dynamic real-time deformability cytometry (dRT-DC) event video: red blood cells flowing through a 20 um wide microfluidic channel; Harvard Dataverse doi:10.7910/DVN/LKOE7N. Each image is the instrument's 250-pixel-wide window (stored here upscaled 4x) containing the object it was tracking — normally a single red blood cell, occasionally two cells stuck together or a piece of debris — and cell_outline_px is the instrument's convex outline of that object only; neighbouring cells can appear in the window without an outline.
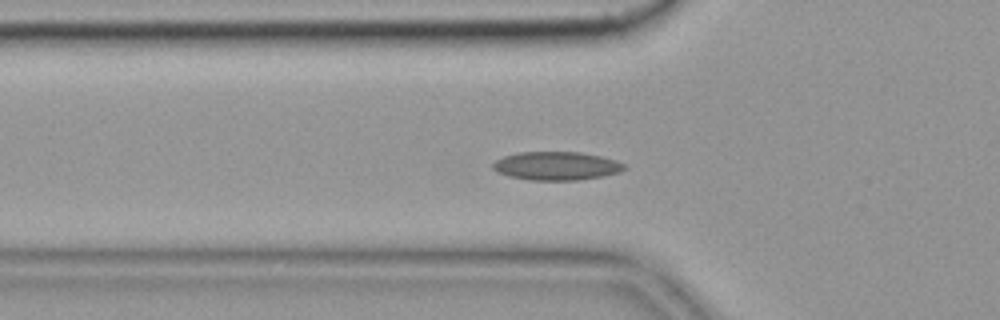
{"species": "common noctule bat (a hibernating species)", "species_latin": "Nyctalus noctula", "temperature_condition": "cold", "stored_images_in_passage": 54, "camera_frame_rate_fps": 3000, "um_per_image_px": 0.085, "animal": {"sex": "female", "body_mass_g": 19.9}, "frame": {"image": 1, "passage_image": 16, "time_ms": 5.0, "image_size_px": [1000, 320], "cell_outline_px": [[628, 168], [620, 172], [604, 176], [576, 180], [528, 180], [508, 176], [492, 168], [492, 164], [496, 160], [504, 156], [520, 152], [580, 152], [600, 156], [616, 160], [624, 164]], "centroid_in_image_um": [47.32, 14.1], "position_along_channel_um": 78.5, "area_um2": 21.79}}
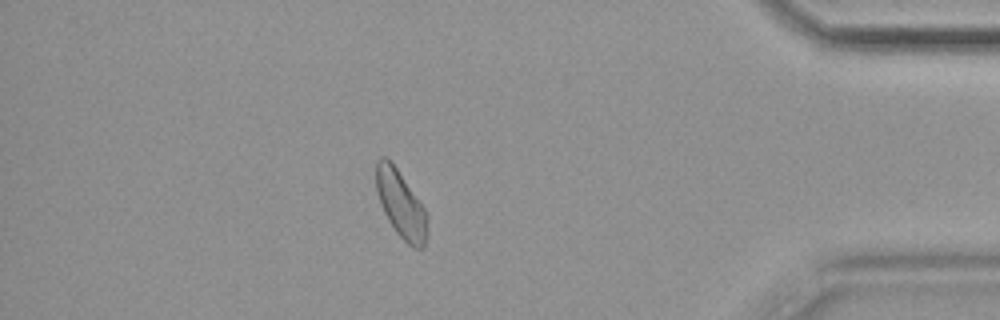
{"frame": {"image": 2, "passage_image": 46, "time_ms": 15.0, "image_size_px": [1000, 320], "cell_outline_px": [[428, 236], [424, 248], [416, 248], [408, 244], [396, 232], [388, 220], [380, 204], [376, 192], [376, 160], [380, 156], [384, 156], [396, 168], [428, 212]], "centroid_in_image_um": [34.1, 17.4], "position_along_channel_um": 401.1, "area_um2": 20.17}, "authors_computed_cell_mechanics": {"area_um2": 20.4034, "velocity_mm_per_s": 3.6013, "shape_relaxation_time_tau1_ms": null, "shape_relaxation_time_tau2_ms": 6.4791, "deformation_change_tau1": null, "deformation_change_tau2": 0.1027}}